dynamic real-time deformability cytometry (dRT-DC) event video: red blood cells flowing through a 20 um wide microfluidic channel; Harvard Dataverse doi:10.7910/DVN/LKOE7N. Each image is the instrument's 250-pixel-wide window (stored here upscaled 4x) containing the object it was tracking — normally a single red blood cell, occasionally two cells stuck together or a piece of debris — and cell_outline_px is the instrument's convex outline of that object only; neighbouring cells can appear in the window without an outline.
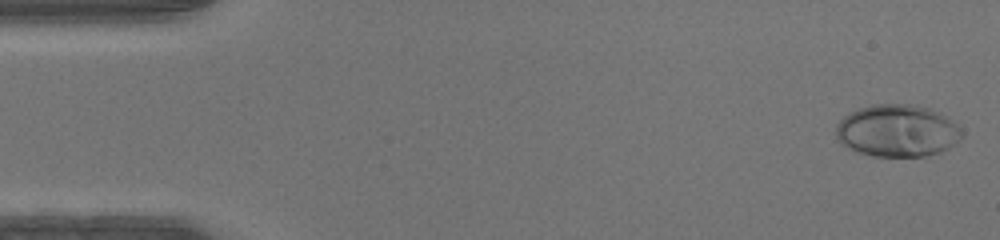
{"species": "human", "species_latin": "Homo sapiens", "temperature_condition": "warm", "stored_images_in_passage": 46, "camera_frame_rate_fps": 3000, "um_per_image_px": 0.085, "donor": {"sex": "male"}, "frame": {"image": 1, "passage_image": 1, "time_ms": 0.0, "image_size_px": [1000, 240], "cell_outline_px": [[964, 136], [960, 140], [948, 148], [940, 152], [928, 156], [872, 156], [856, 152], [840, 144], [836, 140], [836, 124], [844, 116], [856, 108], [872, 104], [912, 104], [928, 108], [940, 112], [948, 116], [964, 132]], "centroid_in_image_um": [76.26, 11.11], "position_along_channel_um": 8.7, "area_um2": 38.96}}
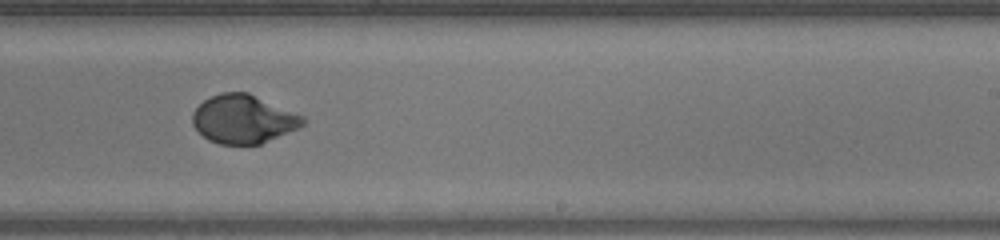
{"frame": {"image": 2, "passage_image": 28, "time_ms": 9.0, "image_size_px": [1000, 240], "cell_outline_px": [[308, 120], [300, 128], [260, 144], [220, 144], [208, 140], [192, 124], [192, 112], [204, 100], [220, 92], [248, 92], [304, 116]], "centroid_in_image_um": [20.71, 10.12], "position_along_channel_um": 268.3, "area_um2": 31.27}}
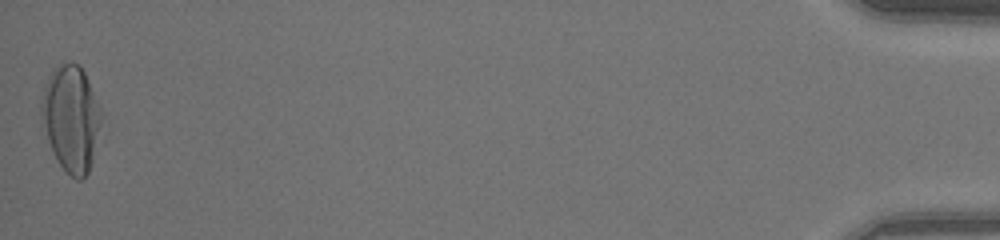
{"frame": {"image": 3, "passage_image": 46, "time_ms": 15.0, "image_size_px": [1000, 240], "cell_outline_px": [[104, 116], [92, 160], [88, 172], [80, 180], [76, 180], [60, 164], [52, 152], [48, 140], [40, 108], [40, 104], [44, 88], [48, 76], [60, 64], [80, 64], [84, 72]], "centroid_in_image_um": [6.06, 10.07], "position_along_channel_um": 429.1, "area_um2": 36.53}}